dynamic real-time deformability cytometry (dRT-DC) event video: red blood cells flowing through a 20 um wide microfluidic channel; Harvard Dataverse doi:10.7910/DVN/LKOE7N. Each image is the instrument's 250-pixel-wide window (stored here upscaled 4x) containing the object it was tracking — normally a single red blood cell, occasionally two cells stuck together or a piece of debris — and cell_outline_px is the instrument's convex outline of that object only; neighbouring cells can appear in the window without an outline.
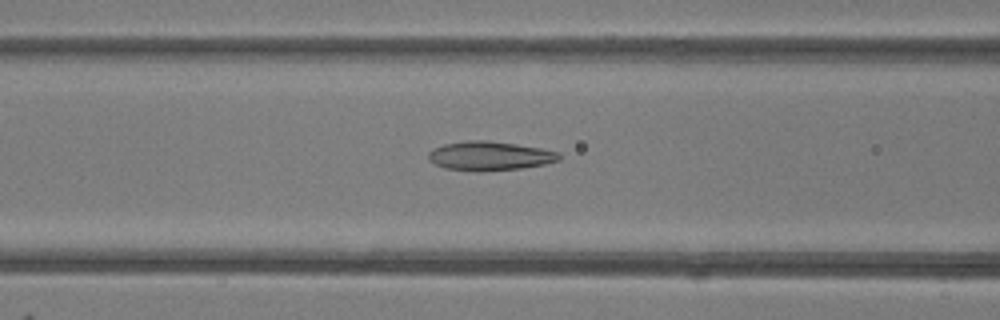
{"species": "common noctule bat (a hibernating species)", "species_latin": "Nyctalus noctula", "temperature_condition": "room temperature", "stored_images_in_passage": 47, "camera_frame_rate_fps": 3000, "um_per_image_px": 0.085, "animal": {"sex": "female"}, "frame": {"image": 1, "passage_image": 18, "time_ms": 5.667, "image_size_px": [1000, 320], "cell_outline_px": [[560, 160], [544, 164], [520, 168], [480, 172], [444, 168], [428, 160], [428, 152], [432, 148], [444, 144], [468, 140], [488, 140], [516, 144], [540, 148], [560, 152]], "centroid_in_image_um": [41.6, 13.25], "position_along_channel_um": 125.0, "area_um2": 22.25}}
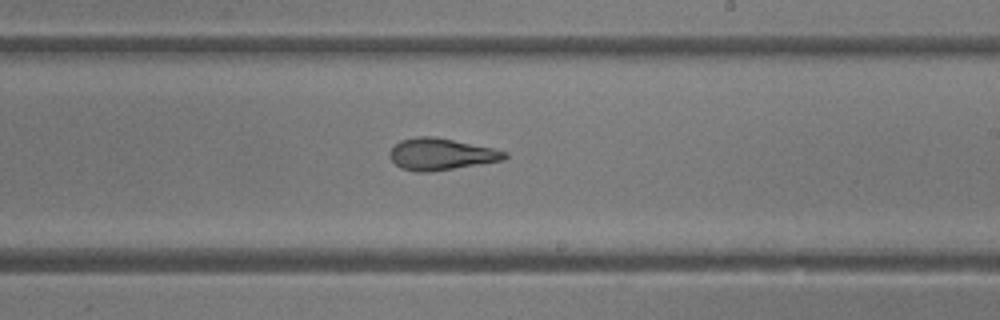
{"frame": {"image": 2, "passage_image": 27, "time_ms": 8.667, "image_size_px": [1000, 320], "cell_outline_px": [[508, 156], [504, 160], [432, 172], [416, 172], [400, 168], [388, 156], [388, 152], [400, 140], [416, 136], [432, 136], [492, 148], [508, 152]], "centroid_in_image_um": [37.46, 13.11], "position_along_channel_um": 251.5, "area_um2": 21.27}}
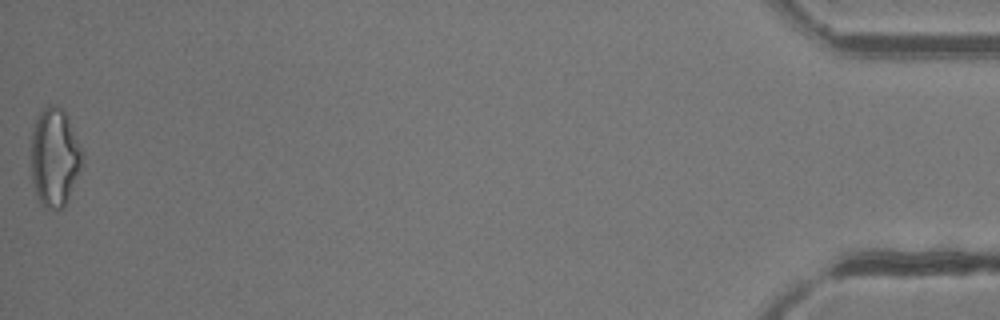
{"frame": {"image": 3, "passage_image": 47, "time_ms": 15.333, "image_size_px": [1000, 320], "cell_outline_px": [[84, 156], [80, 168], [64, 208], [44, 208], [40, 204], [36, 196], [32, 180], [32, 128], [36, 116], [48, 104], [56, 104], [68, 116]], "centroid_in_image_um": [4.63, 13.35], "position_along_channel_um": 430.6, "area_um2": 29.3}, "authors_computed_cell_mechanics": {"area_um2": 22.9466, "velocity_mm_per_s": 4.2202, "shape_relaxation_time_tau1_ms": null, "shape_relaxation_time_tau2_ms": 2.1871, "deformation_change_tau1": null, "deformation_change_tau2": 0.1043}}